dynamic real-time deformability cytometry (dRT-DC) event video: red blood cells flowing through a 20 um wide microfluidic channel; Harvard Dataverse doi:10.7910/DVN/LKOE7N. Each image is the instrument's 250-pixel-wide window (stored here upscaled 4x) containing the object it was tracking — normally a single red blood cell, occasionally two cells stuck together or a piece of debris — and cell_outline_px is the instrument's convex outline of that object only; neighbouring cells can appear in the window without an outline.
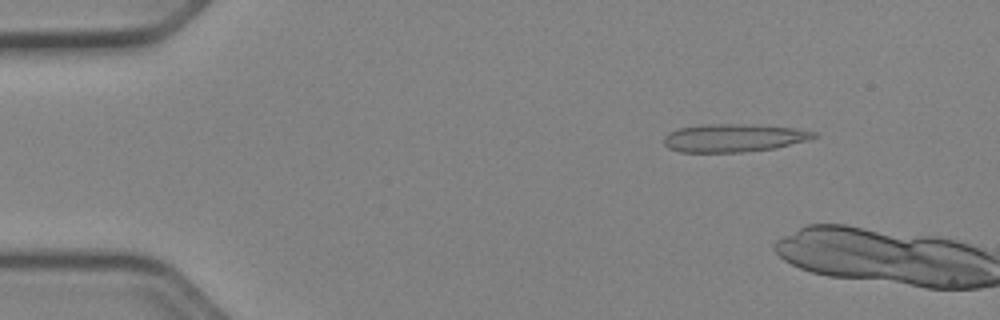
{"species": "Egyptian fruit bat (a non-hibernating species)", "species_latin": "Rousettus aegyptiacus", "temperature_condition": "cold", "stored_images_in_passage": 9, "camera_frame_rate_fps": 3000, "um_per_image_px": 0.085, "animal": {"sex": "female"}, "frame": {"image": 1, "passage_image": 7, "time_ms": 2.0, "image_size_px": [1000, 320], "cell_outline_px": [[820, 136], [808, 140], [776, 148], [740, 152], [680, 152], [668, 148], [664, 144], [664, 136], [668, 132], [680, 128], [700, 124], [756, 124], [796, 128], [816, 132]], "centroid_in_image_um": [62.39, 11.71], "position_along_channel_um": 22.6, "area_um2": 24.8}}